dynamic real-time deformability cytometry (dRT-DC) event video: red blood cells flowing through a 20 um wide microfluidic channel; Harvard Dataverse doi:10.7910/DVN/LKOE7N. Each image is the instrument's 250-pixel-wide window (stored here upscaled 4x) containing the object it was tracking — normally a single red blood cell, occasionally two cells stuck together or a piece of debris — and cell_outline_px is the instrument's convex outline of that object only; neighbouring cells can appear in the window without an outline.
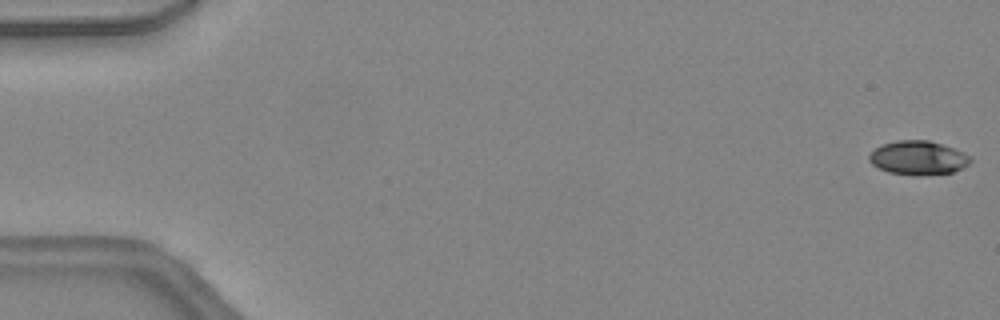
{"species": "common noctule bat (a hibernating species)", "species_latin": "Nyctalus noctula", "temperature_condition": "warm", "stored_images_in_passage": 46, "camera_frame_rate_fps": 3000, "um_per_image_px": 0.085, "animal": {"sex": "female", "body_mass_g": 24.6, "forearm_length_mm": 56.2}, "frame": {"image": 1, "passage_image": 1, "time_ms": 0.0, "image_size_px": [1000, 320], "cell_outline_px": [[972, 160], [968, 164], [952, 172], [888, 172], [872, 164], [868, 160], [868, 156], [880, 144], [896, 140], [928, 140], [964, 152], [972, 156]], "centroid_in_image_um": [78.02, 13.35], "position_along_channel_um": 7.0, "area_um2": 19.07}}
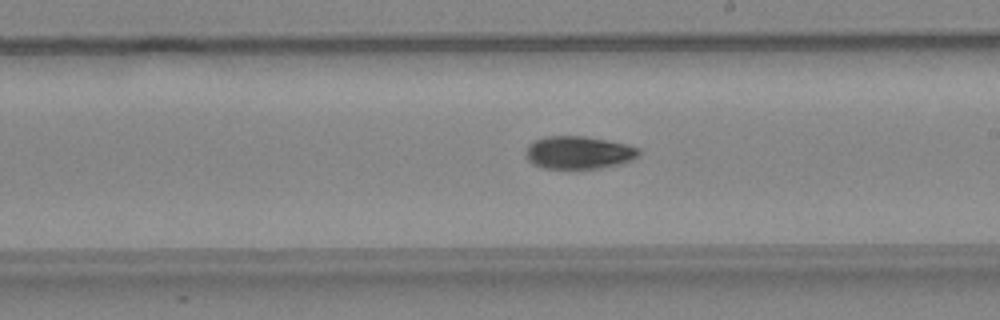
{"frame": {"image": 2, "passage_image": 27, "time_ms": 8.667, "image_size_px": [1000, 320], "cell_outline_px": [[640, 152], [632, 160], [620, 164], [600, 168], [544, 168], [532, 164], [528, 160], [524, 152], [528, 144], [544, 136], [584, 136], [624, 144], [640, 148]], "centroid_in_image_um": [49.14, 12.97], "position_along_channel_um": 239.9, "area_um2": 21.5}}
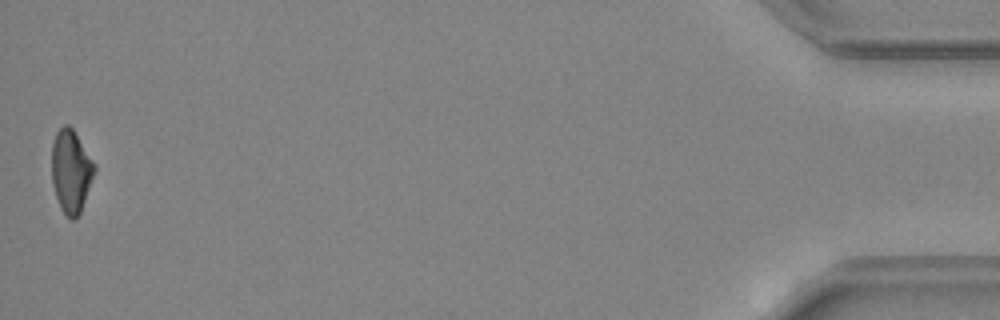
{"frame": {"image": 3, "passage_image": 46, "time_ms": 15.0, "image_size_px": [1000, 320], "cell_outline_px": [[96, 172], [80, 212], [72, 220], [60, 208], [52, 184], [52, 144], [56, 132], [64, 124], [68, 124], [72, 128], [96, 164]], "centroid_in_image_um": [6.04, 14.53], "position_along_channel_um": 429.2, "area_um2": 20.63}, "authors_computed_cell_mechanics": {"area_um2": 21.0103, "velocity_mm_per_s": 4.5055, "shape_relaxation_time_tau1_ms": 5.1999, "shape_relaxation_time_tau2_ms": null, "deformation_change_tau1": 0.1737, "deformation_change_tau2": null}}